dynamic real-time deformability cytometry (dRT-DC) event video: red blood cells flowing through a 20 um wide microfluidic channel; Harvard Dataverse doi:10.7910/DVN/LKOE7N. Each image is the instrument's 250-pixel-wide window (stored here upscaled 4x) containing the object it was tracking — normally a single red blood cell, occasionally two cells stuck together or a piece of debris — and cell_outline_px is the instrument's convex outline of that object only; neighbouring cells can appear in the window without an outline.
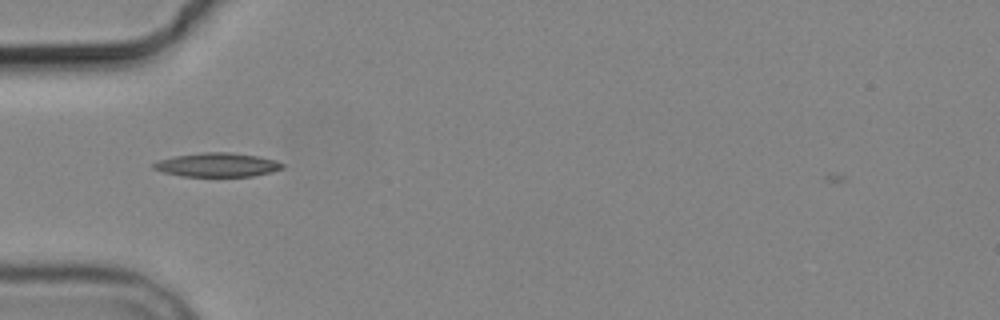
{"species": "common noctule bat (a hibernating species)", "species_latin": "Nyctalus noctula", "temperature_condition": "cold", "stored_images_in_passage": 1, "camera_frame_rate_fps": 3000, "um_per_image_px": 0.085, "animal": {"sex": "male", "body_mass_g": 19.2, "forearm_length_mm": 51.8}, "frame": {"image": 1, "passage_image": 1, "time_ms": 0.0, "image_size_px": [1000, 320], "cell_outline_px": [[284, 168], [272, 172], [252, 176], [180, 176], [164, 172], [152, 168], [152, 164], [160, 160], [176, 156], [204, 152], [228, 152], [256, 156], [276, 160], [284, 164]], "centroid_in_image_um": [18.49, 14.02], "position_along_channel_um": 66.5, "area_um2": 17.8}}